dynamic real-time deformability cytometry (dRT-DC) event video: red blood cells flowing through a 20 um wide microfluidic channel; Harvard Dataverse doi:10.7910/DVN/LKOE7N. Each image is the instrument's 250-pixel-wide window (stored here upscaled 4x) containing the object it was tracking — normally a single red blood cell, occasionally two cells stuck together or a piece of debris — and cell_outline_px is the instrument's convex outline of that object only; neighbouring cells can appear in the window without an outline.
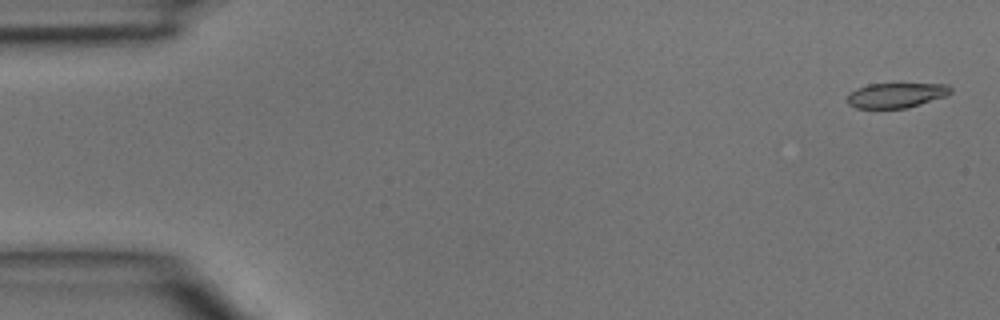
{"species": "common noctule bat (a hibernating species)", "species_latin": "Nyctalus noctula", "temperature_condition": "room temperature", "stored_images_in_passage": 4, "camera_frame_rate_fps": 3000, "um_per_image_px": 0.085, "animal": {"sex": "male", "body_mass_g": 15.6}, "frame": {"image": 1, "passage_image": 1, "time_ms": 0.0, "image_size_px": [1000, 320], "cell_outline_px": [[952, 92], [948, 96], [908, 108], [856, 108], [848, 104], [848, 92], [856, 88], [868, 84], [948, 84], [952, 88]], "centroid_in_image_um": [76.2, 8.1], "position_along_channel_um": 8.8, "area_um2": 15.2}}
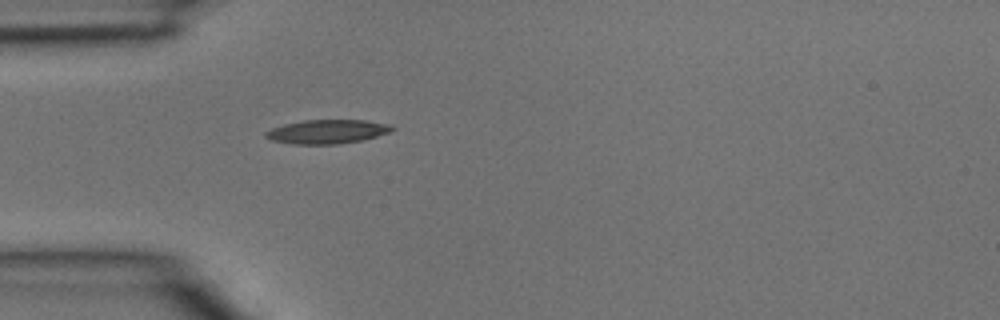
{"frame": {"image": 2, "passage_image": 4, "time_ms": 1.0, "image_size_px": [1000, 320], "cell_outline_px": [[396, 128], [388, 132], [376, 136], [360, 140], [336, 144], [292, 144], [272, 140], [264, 136], [264, 132], [272, 128], [284, 124], [304, 120], [364, 120], [392, 124]], "centroid_in_image_um": [27.8, 11.18], "position_along_channel_um": 57.2, "area_um2": 17.57}}